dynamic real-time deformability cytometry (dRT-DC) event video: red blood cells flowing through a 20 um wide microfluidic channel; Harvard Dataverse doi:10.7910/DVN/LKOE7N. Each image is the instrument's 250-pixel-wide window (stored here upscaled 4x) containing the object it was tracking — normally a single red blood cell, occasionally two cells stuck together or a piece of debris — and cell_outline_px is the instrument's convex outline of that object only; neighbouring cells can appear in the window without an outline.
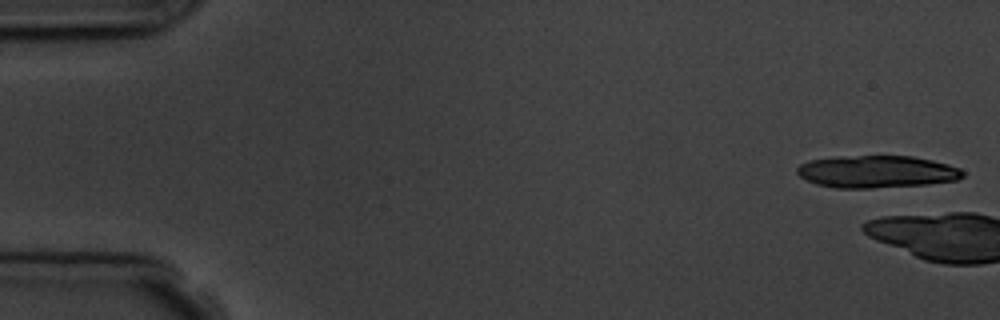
{"species": "common noctule bat (a hibernating species)", "species_latin": "Nyctalus noctula", "temperature_condition": "room temperature", "stored_images_in_passage": 2, "camera_frame_rate_fps": 3000, "um_per_image_px": 0.085, "animal": {"sex": "male", "body_mass_g": 19.5, "forearm_length_mm": 54.6}, "frame": {"image": 1, "passage_image": 1, "time_ms": 0.0, "image_size_px": [1000, 320], "cell_outline_px": [[964, 176], [956, 180], [928, 184], [872, 188], [836, 188], [816, 184], [800, 176], [796, 172], [796, 168], [800, 164], [808, 160], [836, 156], [912, 156], [932, 160], [948, 164], [960, 168], [964, 172]], "centroid_in_image_um": [74.51, 14.59], "position_along_channel_um": 10.5, "area_um2": 31.33}}